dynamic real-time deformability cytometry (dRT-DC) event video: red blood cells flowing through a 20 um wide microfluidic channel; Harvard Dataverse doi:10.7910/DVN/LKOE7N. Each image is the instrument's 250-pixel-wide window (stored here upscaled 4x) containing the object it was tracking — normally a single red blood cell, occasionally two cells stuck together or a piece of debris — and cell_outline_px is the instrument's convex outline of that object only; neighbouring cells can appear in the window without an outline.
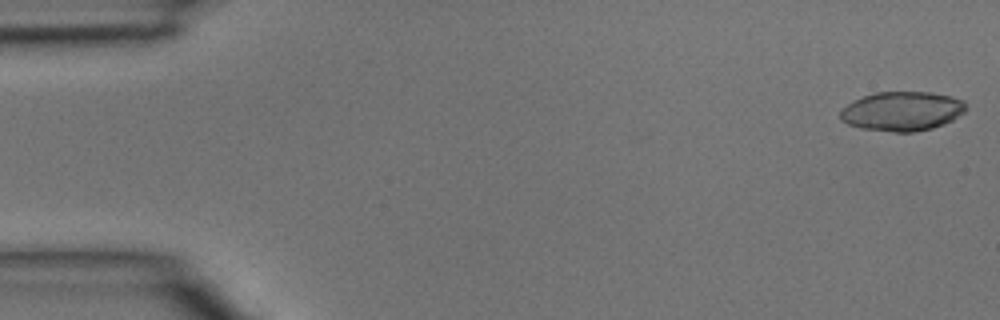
{"species": "common noctule bat (a hibernating species)", "species_latin": "Nyctalus noctula", "temperature_condition": "room temperature", "stored_images_in_passage": 44, "camera_frame_rate_fps": 3000, "um_per_image_px": 0.085, "animal": {"sex": "male", "body_mass_g": 15.6}, "frame": {"image": 1, "passage_image": 1, "time_ms": 0.0, "image_size_px": [1000, 320], "cell_outline_px": [[968, 108], [964, 112], [952, 120], [944, 124], [932, 128], [912, 132], [896, 132], [860, 128], [848, 124], [840, 120], [840, 112], [848, 104], [864, 96], [876, 92], [928, 92], [948, 96], [964, 100]], "centroid_in_image_um": [76.7, 9.46], "position_along_channel_um": 8.3, "area_um2": 28.61}}
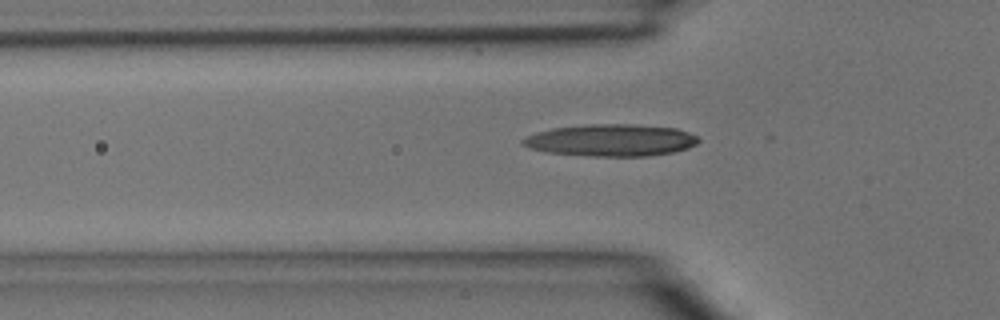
{"frame": {"image": 2, "passage_image": 14, "time_ms": 4.333, "image_size_px": [1000, 320], "cell_outline_px": [[700, 140], [696, 144], [688, 148], [676, 152], [648, 156], [592, 156], [544, 152], [520, 144], [520, 140], [536, 132], [552, 128], [588, 124], [632, 124], [676, 128], [688, 132], [696, 136]], "centroid_in_image_um": [51.94, 11.92], "position_along_channel_um": 73.9, "area_um2": 32.89}}
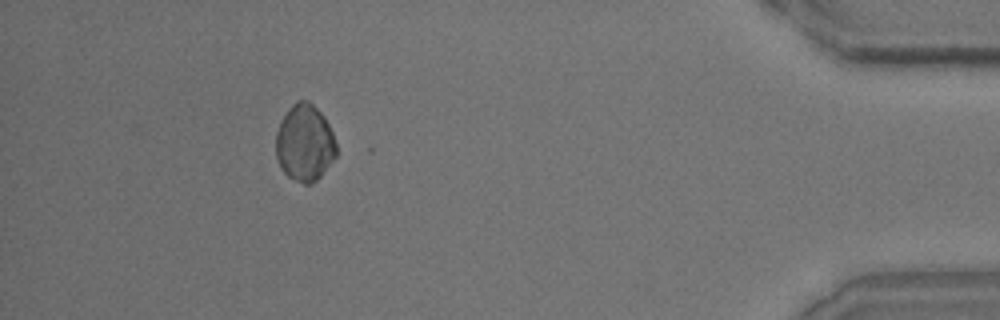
{"frame": {"image": 3, "passage_image": 40, "time_ms": 13.0, "image_size_px": [1000, 320], "cell_outline_px": [[336, 156], [320, 176], [316, 180], [308, 184], [304, 184], [288, 176], [280, 168], [276, 156], [276, 132], [280, 120], [288, 108], [296, 100], [308, 100], [324, 116], [332, 132], [336, 144]], "centroid_in_image_um": [25.87, 12.13], "position_along_channel_um": 409.3, "area_um2": 27.05}}